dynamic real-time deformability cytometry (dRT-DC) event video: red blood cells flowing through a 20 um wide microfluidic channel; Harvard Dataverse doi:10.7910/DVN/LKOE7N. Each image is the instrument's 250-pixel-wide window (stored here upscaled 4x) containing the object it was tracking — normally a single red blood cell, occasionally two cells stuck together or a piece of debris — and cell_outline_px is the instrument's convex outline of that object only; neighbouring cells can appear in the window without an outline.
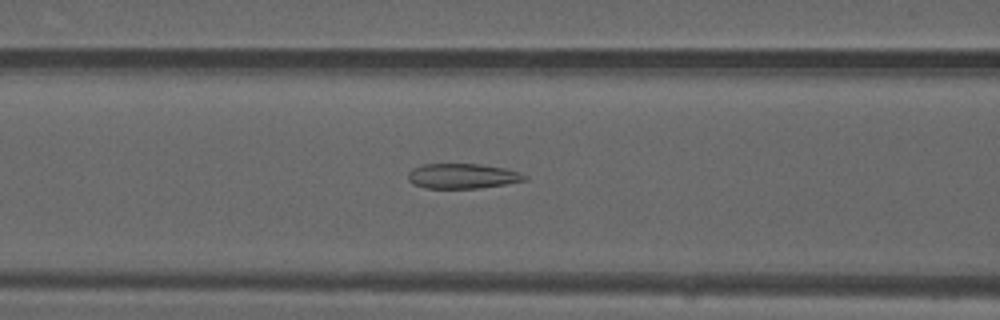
{"species": "common noctule bat (a hibernating species)", "species_latin": "Nyctalus noctula", "temperature_condition": "warm", "stored_images_in_passage": 41, "camera_frame_rate_fps": 3000, "um_per_image_px": 0.085, "animal": {"sex": "male", "forearm_length_mm": 52.5}, "frame": {"image": 1, "passage_image": 12, "time_ms": 3.667, "image_size_px": [1000, 320], "cell_outline_px": [[528, 180], [480, 188], [424, 188], [412, 184], [408, 180], [408, 172], [412, 168], [420, 164], [480, 164], [504, 168], [520, 172], [528, 176]], "centroid_in_image_um": [39.29, 14.96], "position_along_channel_um": 127.3, "area_um2": 17.17}}
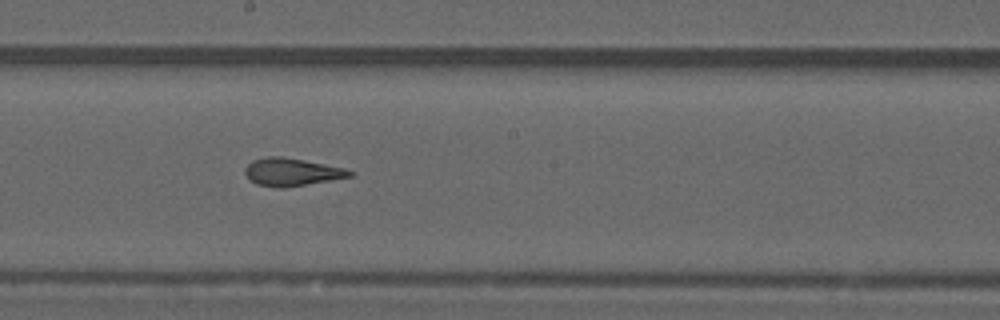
{"frame": {"image": 2, "passage_image": 19, "time_ms": 6.0, "image_size_px": [1000, 320], "cell_outline_px": [[352, 176], [284, 188], [276, 188], [256, 184], [244, 172], [244, 168], [252, 160], [268, 156], [280, 156], [304, 160], [344, 168], [352, 172]], "centroid_in_image_um": [24.75, 14.62], "position_along_channel_um": 223.5, "area_um2": 16.7}}
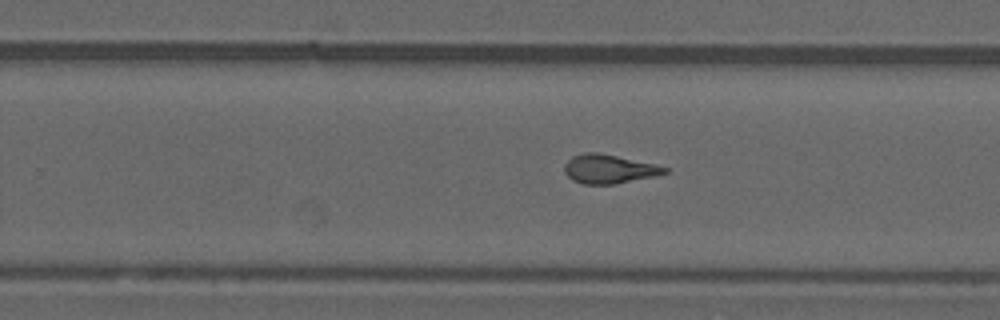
{"frame": {"image": 3, "passage_image": 23, "time_ms": 7.333, "image_size_px": [1000, 320], "cell_outline_px": [[668, 172], [656, 176], [616, 184], [584, 184], [572, 180], [564, 172], [564, 164], [572, 156], [584, 152], [596, 152], [656, 164], [668, 168]], "centroid_in_image_um": [51.76, 14.37], "position_along_channel_um": 278.0, "area_um2": 16.94}, "authors_computed_cell_mechanics": {"area_um2": 16.9354, "velocity_mm_per_s": 4.1155, "shape_relaxation_time_tau1_ms": null, "shape_relaxation_time_tau2_ms": 1.8982, "deformation_change_tau1": null, "deformation_change_tau2": 0.1195}}